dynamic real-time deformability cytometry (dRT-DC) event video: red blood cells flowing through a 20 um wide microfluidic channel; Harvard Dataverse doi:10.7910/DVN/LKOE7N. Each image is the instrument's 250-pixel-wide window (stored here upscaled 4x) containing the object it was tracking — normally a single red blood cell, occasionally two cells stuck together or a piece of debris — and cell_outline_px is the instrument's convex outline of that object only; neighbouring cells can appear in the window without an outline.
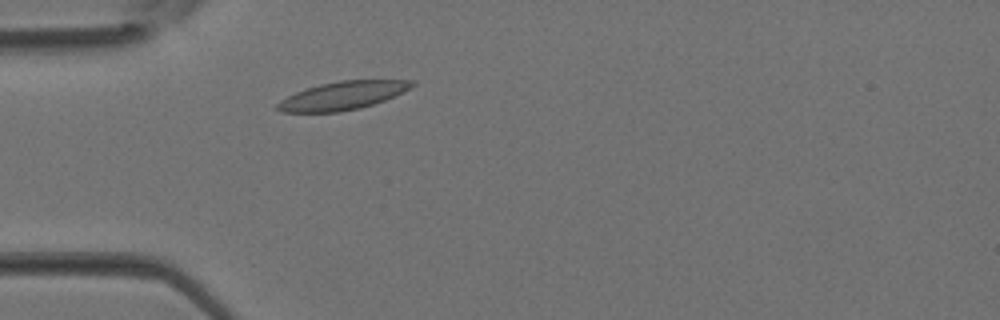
{"species": "Egyptian fruit bat (a non-hibernating species)", "species_latin": "Rousettus aegyptiacus", "temperature_condition": "room temperature", "stored_images_in_passage": 2, "camera_frame_rate_fps": 3000, "um_per_image_px": 0.085, "animal": {"sex": "female"}, "frame": {"image": 1, "passage_image": 2, "time_ms": 0.333, "image_size_px": [1000, 320], "cell_outline_px": [[416, 84], [384, 100], [360, 108], [340, 112], [280, 112], [276, 108], [276, 104], [280, 100], [296, 92], [320, 84], [340, 80], [416, 80]], "centroid_in_image_um": [29.08, 8.13], "position_along_channel_um": 55.9, "area_um2": 21.85}}